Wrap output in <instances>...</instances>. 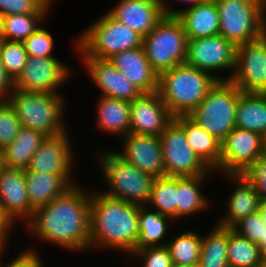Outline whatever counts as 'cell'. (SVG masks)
<instances>
[{"label":"cell","mask_w":266,"mask_h":267,"mask_svg":"<svg viewBox=\"0 0 266 267\" xmlns=\"http://www.w3.org/2000/svg\"><path fill=\"white\" fill-rule=\"evenodd\" d=\"M90 197L91 190L76 183L48 205L35 209L25 231L37 242L57 245L76 255L90 252Z\"/></svg>","instance_id":"cell-1"},{"label":"cell","mask_w":266,"mask_h":267,"mask_svg":"<svg viewBox=\"0 0 266 267\" xmlns=\"http://www.w3.org/2000/svg\"><path fill=\"white\" fill-rule=\"evenodd\" d=\"M91 187L90 251L109 250L129 256L139 240L140 205L107 196Z\"/></svg>","instance_id":"cell-2"},{"label":"cell","mask_w":266,"mask_h":267,"mask_svg":"<svg viewBox=\"0 0 266 267\" xmlns=\"http://www.w3.org/2000/svg\"><path fill=\"white\" fill-rule=\"evenodd\" d=\"M98 148L95 150L94 157L97 158L94 162L98 163L99 175L103 180L104 190L101 188L100 191L112 198L146 205L156 178L125 161L115 152L116 149Z\"/></svg>","instance_id":"cell-3"},{"label":"cell","mask_w":266,"mask_h":267,"mask_svg":"<svg viewBox=\"0 0 266 267\" xmlns=\"http://www.w3.org/2000/svg\"><path fill=\"white\" fill-rule=\"evenodd\" d=\"M217 81L209 72L184 63L159 74L157 92L174 117L188 116Z\"/></svg>","instance_id":"cell-4"},{"label":"cell","mask_w":266,"mask_h":267,"mask_svg":"<svg viewBox=\"0 0 266 267\" xmlns=\"http://www.w3.org/2000/svg\"><path fill=\"white\" fill-rule=\"evenodd\" d=\"M63 93L28 92L15 88L7 101L22 127L39 131L47 137L56 136L69 129L65 115L69 110L67 96Z\"/></svg>","instance_id":"cell-5"},{"label":"cell","mask_w":266,"mask_h":267,"mask_svg":"<svg viewBox=\"0 0 266 267\" xmlns=\"http://www.w3.org/2000/svg\"><path fill=\"white\" fill-rule=\"evenodd\" d=\"M91 23L76 36V50L82 56L109 59L116 53L142 46L143 37L107 12Z\"/></svg>","instance_id":"cell-6"},{"label":"cell","mask_w":266,"mask_h":267,"mask_svg":"<svg viewBox=\"0 0 266 267\" xmlns=\"http://www.w3.org/2000/svg\"><path fill=\"white\" fill-rule=\"evenodd\" d=\"M241 92L232 81L218 80L188 116L222 142L235 128V116Z\"/></svg>","instance_id":"cell-7"},{"label":"cell","mask_w":266,"mask_h":267,"mask_svg":"<svg viewBox=\"0 0 266 267\" xmlns=\"http://www.w3.org/2000/svg\"><path fill=\"white\" fill-rule=\"evenodd\" d=\"M219 34L235 47L266 33L265 0H215Z\"/></svg>","instance_id":"cell-8"},{"label":"cell","mask_w":266,"mask_h":267,"mask_svg":"<svg viewBox=\"0 0 266 267\" xmlns=\"http://www.w3.org/2000/svg\"><path fill=\"white\" fill-rule=\"evenodd\" d=\"M188 38L177 16L165 15L142 38V47L152 68L160 74L185 63Z\"/></svg>","instance_id":"cell-9"},{"label":"cell","mask_w":266,"mask_h":267,"mask_svg":"<svg viewBox=\"0 0 266 267\" xmlns=\"http://www.w3.org/2000/svg\"><path fill=\"white\" fill-rule=\"evenodd\" d=\"M235 50L220 34L191 39L187 43L185 64L209 72L217 80H230L235 68Z\"/></svg>","instance_id":"cell-10"},{"label":"cell","mask_w":266,"mask_h":267,"mask_svg":"<svg viewBox=\"0 0 266 267\" xmlns=\"http://www.w3.org/2000/svg\"><path fill=\"white\" fill-rule=\"evenodd\" d=\"M59 57H27L20 75L14 80L15 88L28 92L60 93L61 88L75 75L73 66ZM65 83V84H64ZM63 86V87H62Z\"/></svg>","instance_id":"cell-11"},{"label":"cell","mask_w":266,"mask_h":267,"mask_svg":"<svg viewBox=\"0 0 266 267\" xmlns=\"http://www.w3.org/2000/svg\"><path fill=\"white\" fill-rule=\"evenodd\" d=\"M165 166V176L185 177L214 175L195 154L187 142L184 130L173 121L159 136Z\"/></svg>","instance_id":"cell-12"},{"label":"cell","mask_w":266,"mask_h":267,"mask_svg":"<svg viewBox=\"0 0 266 267\" xmlns=\"http://www.w3.org/2000/svg\"><path fill=\"white\" fill-rule=\"evenodd\" d=\"M265 151L266 138L235 127L221 142L219 173L243 174Z\"/></svg>","instance_id":"cell-13"},{"label":"cell","mask_w":266,"mask_h":267,"mask_svg":"<svg viewBox=\"0 0 266 267\" xmlns=\"http://www.w3.org/2000/svg\"><path fill=\"white\" fill-rule=\"evenodd\" d=\"M230 81L243 93H266V33L236 47Z\"/></svg>","instance_id":"cell-14"},{"label":"cell","mask_w":266,"mask_h":267,"mask_svg":"<svg viewBox=\"0 0 266 267\" xmlns=\"http://www.w3.org/2000/svg\"><path fill=\"white\" fill-rule=\"evenodd\" d=\"M73 50L78 54L79 61L82 63L83 70L89 76V80L98 88L101 93L98 96H104L114 99L132 102L143 93L134 86L124 74L115 68L109 59L90 58L82 56L77 50V40L74 39Z\"/></svg>","instance_id":"cell-15"},{"label":"cell","mask_w":266,"mask_h":267,"mask_svg":"<svg viewBox=\"0 0 266 267\" xmlns=\"http://www.w3.org/2000/svg\"><path fill=\"white\" fill-rule=\"evenodd\" d=\"M69 133L68 129L59 135L46 137L31 157L29 166L24 172L75 174L76 150L73 149L74 144Z\"/></svg>","instance_id":"cell-16"},{"label":"cell","mask_w":266,"mask_h":267,"mask_svg":"<svg viewBox=\"0 0 266 267\" xmlns=\"http://www.w3.org/2000/svg\"><path fill=\"white\" fill-rule=\"evenodd\" d=\"M121 150L115 152L128 163L155 178L165 176L160 137L130 133L120 140Z\"/></svg>","instance_id":"cell-17"},{"label":"cell","mask_w":266,"mask_h":267,"mask_svg":"<svg viewBox=\"0 0 266 267\" xmlns=\"http://www.w3.org/2000/svg\"><path fill=\"white\" fill-rule=\"evenodd\" d=\"M173 121L158 92L142 94L130 102V133L160 136Z\"/></svg>","instance_id":"cell-18"},{"label":"cell","mask_w":266,"mask_h":267,"mask_svg":"<svg viewBox=\"0 0 266 267\" xmlns=\"http://www.w3.org/2000/svg\"><path fill=\"white\" fill-rule=\"evenodd\" d=\"M0 210L16 226H24L32 218L34 209L28 199L24 169L4 167L0 171Z\"/></svg>","instance_id":"cell-19"},{"label":"cell","mask_w":266,"mask_h":267,"mask_svg":"<svg viewBox=\"0 0 266 267\" xmlns=\"http://www.w3.org/2000/svg\"><path fill=\"white\" fill-rule=\"evenodd\" d=\"M222 176L227 177V183L228 181L232 183L233 188L229 191L227 199H224L223 204L226 205L224 214L222 213L215 223L232 228L242 218L258 212L261 199L243 174H222Z\"/></svg>","instance_id":"cell-20"},{"label":"cell","mask_w":266,"mask_h":267,"mask_svg":"<svg viewBox=\"0 0 266 267\" xmlns=\"http://www.w3.org/2000/svg\"><path fill=\"white\" fill-rule=\"evenodd\" d=\"M113 5L107 13L141 37L151 32L165 16L157 0H118Z\"/></svg>","instance_id":"cell-21"},{"label":"cell","mask_w":266,"mask_h":267,"mask_svg":"<svg viewBox=\"0 0 266 267\" xmlns=\"http://www.w3.org/2000/svg\"><path fill=\"white\" fill-rule=\"evenodd\" d=\"M109 60L143 94L158 91L159 74L152 68L142 46L116 53Z\"/></svg>","instance_id":"cell-22"},{"label":"cell","mask_w":266,"mask_h":267,"mask_svg":"<svg viewBox=\"0 0 266 267\" xmlns=\"http://www.w3.org/2000/svg\"><path fill=\"white\" fill-rule=\"evenodd\" d=\"M212 175L176 177V222L185 217L197 216L211 207V201L203 193V186Z\"/></svg>","instance_id":"cell-23"},{"label":"cell","mask_w":266,"mask_h":267,"mask_svg":"<svg viewBox=\"0 0 266 267\" xmlns=\"http://www.w3.org/2000/svg\"><path fill=\"white\" fill-rule=\"evenodd\" d=\"M28 199L35 210L48 205L56 197L64 194L78 183L73 174H49L24 172Z\"/></svg>","instance_id":"cell-24"},{"label":"cell","mask_w":266,"mask_h":267,"mask_svg":"<svg viewBox=\"0 0 266 267\" xmlns=\"http://www.w3.org/2000/svg\"><path fill=\"white\" fill-rule=\"evenodd\" d=\"M188 40L219 34L220 18L215 0H206L195 6L176 9Z\"/></svg>","instance_id":"cell-25"},{"label":"cell","mask_w":266,"mask_h":267,"mask_svg":"<svg viewBox=\"0 0 266 267\" xmlns=\"http://www.w3.org/2000/svg\"><path fill=\"white\" fill-rule=\"evenodd\" d=\"M174 121L184 130L187 142L195 154L219 177L221 142L189 116H177Z\"/></svg>","instance_id":"cell-26"},{"label":"cell","mask_w":266,"mask_h":267,"mask_svg":"<svg viewBox=\"0 0 266 267\" xmlns=\"http://www.w3.org/2000/svg\"><path fill=\"white\" fill-rule=\"evenodd\" d=\"M97 117L95 126L102 135L119 136L130 134V102L104 96H97L95 102Z\"/></svg>","instance_id":"cell-27"},{"label":"cell","mask_w":266,"mask_h":267,"mask_svg":"<svg viewBox=\"0 0 266 267\" xmlns=\"http://www.w3.org/2000/svg\"><path fill=\"white\" fill-rule=\"evenodd\" d=\"M173 223L175 221L170 217L160 214L147 205H140L138 215L139 240L133 251L166 245L165 237H168L169 230H171L169 226Z\"/></svg>","instance_id":"cell-28"},{"label":"cell","mask_w":266,"mask_h":267,"mask_svg":"<svg viewBox=\"0 0 266 267\" xmlns=\"http://www.w3.org/2000/svg\"><path fill=\"white\" fill-rule=\"evenodd\" d=\"M46 135L26 127H22L15 140L2 148L3 163L8 168L26 169L31 157L46 139Z\"/></svg>","instance_id":"cell-29"},{"label":"cell","mask_w":266,"mask_h":267,"mask_svg":"<svg viewBox=\"0 0 266 267\" xmlns=\"http://www.w3.org/2000/svg\"><path fill=\"white\" fill-rule=\"evenodd\" d=\"M235 127L257 132L266 138V93L239 94Z\"/></svg>","instance_id":"cell-30"},{"label":"cell","mask_w":266,"mask_h":267,"mask_svg":"<svg viewBox=\"0 0 266 267\" xmlns=\"http://www.w3.org/2000/svg\"><path fill=\"white\" fill-rule=\"evenodd\" d=\"M202 235V246L199 258L201 267H229L227 248L229 241V227L217 223L209 232Z\"/></svg>","instance_id":"cell-31"},{"label":"cell","mask_w":266,"mask_h":267,"mask_svg":"<svg viewBox=\"0 0 266 267\" xmlns=\"http://www.w3.org/2000/svg\"><path fill=\"white\" fill-rule=\"evenodd\" d=\"M194 229L180 231L174 238L167 239L166 246L170 252L174 266H185L199 263L202 235Z\"/></svg>","instance_id":"cell-32"},{"label":"cell","mask_w":266,"mask_h":267,"mask_svg":"<svg viewBox=\"0 0 266 267\" xmlns=\"http://www.w3.org/2000/svg\"><path fill=\"white\" fill-rule=\"evenodd\" d=\"M229 267H260L266 256L258 245L229 228L227 248Z\"/></svg>","instance_id":"cell-33"},{"label":"cell","mask_w":266,"mask_h":267,"mask_svg":"<svg viewBox=\"0 0 266 267\" xmlns=\"http://www.w3.org/2000/svg\"><path fill=\"white\" fill-rule=\"evenodd\" d=\"M47 15L50 14H12L1 17L2 39L23 42L49 19Z\"/></svg>","instance_id":"cell-34"},{"label":"cell","mask_w":266,"mask_h":267,"mask_svg":"<svg viewBox=\"0 0 266 267\" xmlns=\"http://www.w3.org/2000/svg\"><path fill=\"white\" fill-rule=\"evenodd\" d=\"M146 205L176 222V177L156 178Z\"/></svg>","instance_id":"cell-35"},{"label":"cell","mask_w":266,"mask_h":267,"mask_svg":"<svg viewBox=\"0 0 266 267\" xmlns=\"http://www.w3.org/2000/svg\"><path fill=\"white\" fill-rule=\"evenodd\" d=\"M27 52L22 42L0 40V59L6 72L15 80L27 62Z\"/></svg>","instance_id":"cell-36"},{"label":"cell","mask_w":266,"mask_h":267,"mask_svg":"<svg viewBox=\"0 0 266 267\" xmlns=\"http://www.w3.org/2000/svg\"><path fill=\"white\" fill-rule=\"evenodd\" d=\"M54 0H0V17L12 14H49Z\"/></svg>","instance_id":"cell-37"},{"label":"cell","mask_w":266,"mask_h":267,"mask_svg":"<svg viewBox=\"0 0 266 267\" xmlns=\"http://www.w3.org/2000/svg\"><path fill=\"white\" fill-rule=\"evenodd\" d=\"M51 32L45 27L38 28L22 43L28 56L31 57H51L55 56L53 50H55V41Z\"/></svg>","instance_id":"cell-38"},{"label":"cell","mask_w":266,"mask_h":267,"mask_svg":"<svg viewBox=\"0 0 266 267\" xmlns=\"http://www.w3.org/2000/svg\"><path fill=\"white\" fill-rule=\"evenodd\" d=\"M21 128L13 107L8 101H0V148L15 140Z\"/></svg>","instance_id":"cell-39"},{"label":"cell","mask_w":266,"mask_h":267,"mask_svg":"<svg viewBox=\"0 0 266 267\" xmlns=\"http://www.w3.org/2000/svg\"><path fill=\"white\" fill-rule=\"evenodd\" d=\"M131 256L139 261L140 267H174L166 245L132 251Z\"/></svg>","instance_id":"cell-40"},{"label":"cell","mask_w":266,"mask_h":267,"mask_svg":"<svg viewBox=\"0 0 266 267\" xmlns=\"http://www.w3.org/2000/svg\"><path fill=\"white\" fill-rule=\"evenodd\" d=\"M265 226V222L263 221L260 213L256 212L242 218L232 227V229L239 235L245 237L253 243L258 244L259 241H262V232L263 227Z\"/></svg>","instance_id":"cell-41"},{"label":"cell","mask_w":266,"mask_h":267,"mask_svg":"<svg viewBox=\"0 0 266 267\" xmlns=\"http://www.w3.org/2000/svg\"><path fill=\"white\" fill-rule=\"evenodd\" d=\"M27 246L26 248L20 249L18 254H15L14 258H11L10 261L5 262L3 259L8 254L7 252L2 253L0 256V267H44L46 264L42 260L36 247ZM6 253V255H5ZM13 259V260H12ZM4 261V262H3ZM45 264V265H44Z\"/></svg>","instance_id":"cell-42"},{"label":"cell","mask_w":266,"mask_h":267,"mask_svg":"<svg viewBox=\"0 0 266 267\" xmlns=\"http://www.w3.org/2000/svg\"><path fill=\"white\" fill-rule=\"evenodd\" d=\"M261 200H266V151L243 173Z\"/></svg>","instance_id":"cell-43"},{"label":"cell","mask_w":266,"mask_h":267,"mask_svg":"<svg viewBox=\"0 0 266 267\" xmlns=\"http://www.w3.org/2000/svg\"><path fill=\"white\" fill-rule=\"evenodd\" d=\"M15 228H18L16 224L0 210V253L7 252V249L9 250L8 246L12 242L10 238H13L12 234L17 230Z\"/></svg>","instance_id":"cell-44"},{"label":"cell","mask_w":266,"mask_h":267,"mask_svg":"<svg viewBox=\"0 0 266 267\" xmlns=\"http://www.w3.org/2000/svg\"><path fill=\"white\" fill-rule=\"evenodd\" d=\"M14 89V79L6 72L0 59V101H7Z\"/></svg>","instance_id":"cell-45"},{"label":"cell","mask_w":266,"mask_h":267,"mask_svg":"<svg viewBox=\"0 0 266 267\" xmlns=\"http://www.w3.org/2000/svg\"><path fill=\"white\" fill-rule=\"evenodd\" d=\"M157 1L160 4V7H161V9L165 15L176 16L177 7L173 8L172 5H169V4H171L169 2V0H157ZM170 1H172V0H170ZM173 1H176L177 3L180 2L182 5L185 3L187 8H189V7L197 5L198 3H202L206 0H173Z\"/></svg>","instance_id":"cell-46"},{"label":"cell","mask_w":266,"mask_h":267,"mask_svg":"<svg viewBox=\"0 0 266 267\" xmlns=\"http://www.w3.org/2000/svg\"><path fill=\"white\" fill-rule=\"evenodd\" d=\"M261 252L266 256V226L263 227L262 241L257 244Z\"/></svg>","instance_id":"cell-47"},{"label":"cell","mask_w":266,"mask_h":267,"mask_svg":"<svg viewBox=\"0 0 266 267\" xmlns=\"http://www.w3.org/2000/svg\"><path fill=\"white\" fill-rule=\"evenodd\" d=\"M258 212L260 213V215H261V217H262V219L266 225V200L260 201Z\"/></svg>","instance_id":"cell-48"},{"label":"cell","mask_w":266,"mask_h":267,"mask_svg":"<svg viewBox=\"0 0 266 267\" xmlns=\"http://www.w3.org/2000/svg\"><path fill=\"white\" fill-rule=\"evenodd\" d=\"M4 163H3V151L2 148H0V171L4 168Z\"/></svg>","instance_id":"cell-49"},{"label":"cell","mask_w":266,"mask_h":267,"mask_svg":"<svg viewBox=\"0 0 266 267\" xmlns=\"http://www.w3.org/2000/svg\"><path fill=\"white\" fill-rule=\"evenodd\" d=\"M174 267H201L199 263L191 264V265H185V266H174Z\"/></svg>","instance_id":"cell-50"},{"label":"cell","mask_w":266,"mask_h":267,"mask_svg":"<svg viewBox=\"0 0 266 267\" xmlns=\"http://www.w3.org/2000/svg\"><path fill=\"white\" fill-rule=\"evenodd\" d=\"M260 267H266V258L264 259L263 263L261 264Z\"/></svg>","instance_id":"cell-51"},{"label":"cell","mask_w":266,"mask_h":267,"mask_svg":"<svg viewBox=\"0 0 266 267\" xmlns=\"http://www.w3.org/2000/svg\"><path fill=\"white\" fill-rule=\"evenodd\" d=\"M2 39L1 37V17H0V40Z\"/></svg>","instance_id":"cell-52"}]
</instances>
